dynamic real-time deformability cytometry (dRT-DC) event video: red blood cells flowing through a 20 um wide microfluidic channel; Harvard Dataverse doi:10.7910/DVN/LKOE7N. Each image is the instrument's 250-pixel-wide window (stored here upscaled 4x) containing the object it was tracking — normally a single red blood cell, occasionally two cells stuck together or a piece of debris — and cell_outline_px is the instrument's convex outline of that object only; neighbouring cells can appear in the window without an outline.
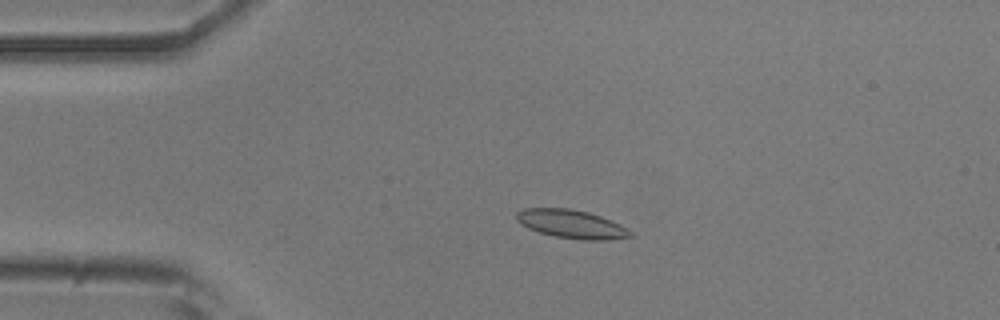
{"species": "common noctule bat (a hibernating species)", "species_latin": "Nyctalus noctula", "temperature_condition": "room temperature", "stored_images_in_passage": 55, "camera_frame_rate_fps": 3000, "um_per_image_px": 0.085, "animal": {"sex": "male", "body_mass_g": 20.5, "forearm_length_mm": 52.5}, "frame": {"image": 1, "passage_image": 12, "time_ms": 3.667, "image_size_px": [1000, 320], "cell_outline_px": [[636, 236], [604, 240], [584, 240], [556, 236], [540, 232], [528, 228], [520, 224], [516, 220], [516, 212], [524, 208], [568, 208], [588, 212], [612, 220], [620, 224], [632, 232]], "centroid_in_image_um": [48.58, 19.04], "position_along_channel_um": 36.4, "area_um2": 18.9}}
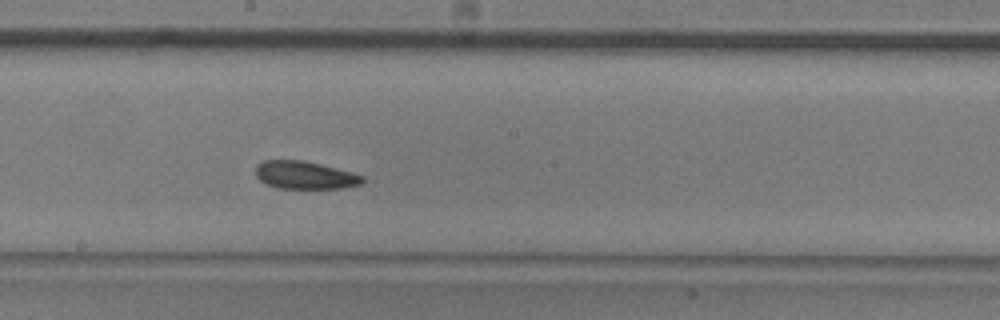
{"frame": {"image": 2, "passage_image": 30, "time_ms": 9.667, "image_size_px": [1000, 320], "cell_outline_px": [[364, 180], [360, 184], [344, 188], [276, 188], [260, 180], [256, 176], [256, 164], [264, 160], [304, 160], [352, 172], [364, 176]], "centroid_in_image_um": [25.91, 14.88], "position_along_channel_um": 222.3, "area_um2": 17.28}}
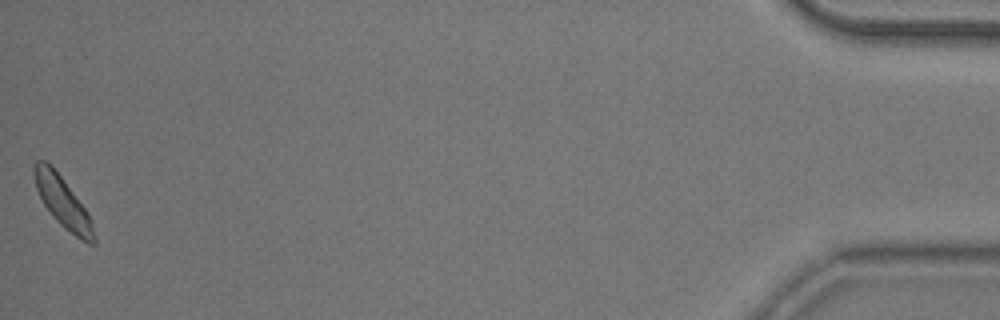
{"frame": {"image": 3, "passage_image": 55, "time_ms": 18.0, "image_size_px": [1000, 320], "cell_outline_px": [[96, 244], [88, 244], [64, 228], [52, 216], [44, 204], [36, 188], [32, 172], [32, 168], [36, 160], [44, 160], [60, 176], [84, 208], [92, 224], [96, 240]], "centroid_in_image_um": [5.3, 17.2], "position_along_channel_um": 429.9, "area_um2": 17.05}, "authors_computed_cell_mechanics": {"area_um2": 18.0336, "velocity_mm_per_s": 3.6619, "shape_relaxation_time_tau1_ms": 4.8546, "shape_relaxation_time_tau2_ms": 1.9294, "deformation_change_tau1": 0.0971, "deformation_change_tau2": 0.0768}}